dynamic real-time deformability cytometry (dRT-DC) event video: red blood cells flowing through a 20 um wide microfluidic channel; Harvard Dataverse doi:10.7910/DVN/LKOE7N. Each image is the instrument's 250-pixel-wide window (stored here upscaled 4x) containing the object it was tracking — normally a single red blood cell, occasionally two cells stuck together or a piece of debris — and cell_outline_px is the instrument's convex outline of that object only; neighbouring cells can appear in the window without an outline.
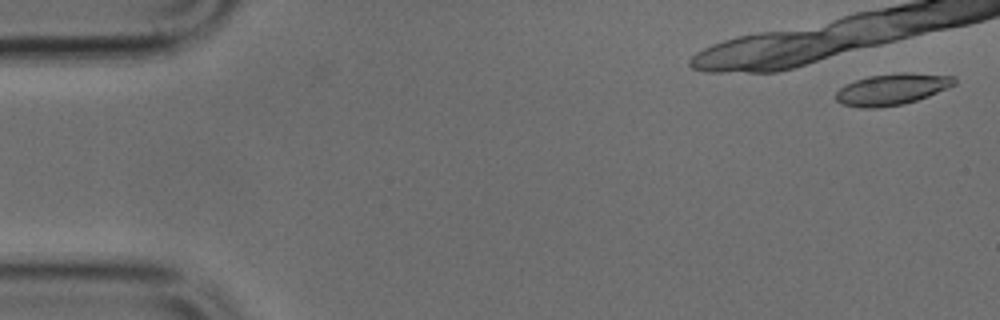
{"species": "common noctule bat (a hibernating species)", "species_latin": "Nyctalus noctula", "temperature_condition": "cold", "stored_images_in_passage": 7, "camera_frame_rate_fps": 3000, "um_per_image_px": 0.085, "animal": {"sex": "male", "body_mass_g": 17.9, "forearm_length_mm": 54.2}, "frame": {"image": 1, "passage_image": 2, "time_ms": 0.333, "image_size_px": [1000, 320], "cell_outline_px": [[956, 84], [948, 88], [928, 96], [904, 104], [880, 108], [860, 108], [844, 104], [836, 100], [836, 92], [844, 84], [868, 76], [900, 72], [908, 72], [956, 76]], "centroid_in_image_um": [75.84, 7.58], "position_along_channel_um": 9.2, "area_um2": 21.85}}